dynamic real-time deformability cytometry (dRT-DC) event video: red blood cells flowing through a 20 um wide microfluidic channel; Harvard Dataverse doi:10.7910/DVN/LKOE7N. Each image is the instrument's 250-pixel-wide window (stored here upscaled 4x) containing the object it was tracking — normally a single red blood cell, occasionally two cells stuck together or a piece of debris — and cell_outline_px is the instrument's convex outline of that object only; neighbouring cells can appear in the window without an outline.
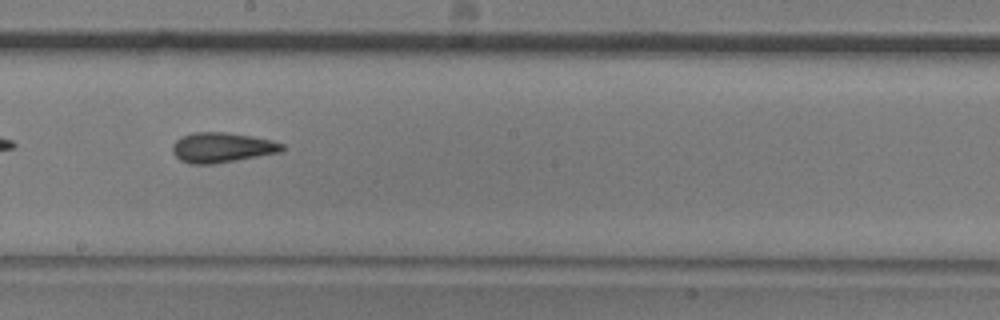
{"species": "common noctule bat (a hibernating species)", "species_latin": "Nyctalus noctula", "temperature_condition": "room temperature", "stored_images_in_passage": 17, "camera_frame_rate_fps": 3000, "um_per_image_px": 0.085, "animal": {"sex": "male", "body_mass_g": 20.5, "forearm_length_mm": 52.5}, "frame": {"image": 1, "passage_image": 10, "time_ms": 3.0, "image_size_px": [1000, 320], "cell_outline_px": [[284, 148], [280, 152], [216, 164], [192, 164], [180, 160], [172, 152], [172, 144], [180, 136], [192, 132], [224, 132], [252, 136], [272, 140], [284, 144]], "centroid_in_image_um": [18.84, 12.53], "position_along_channel_um": 229.4, "area_um2": 19.31}}
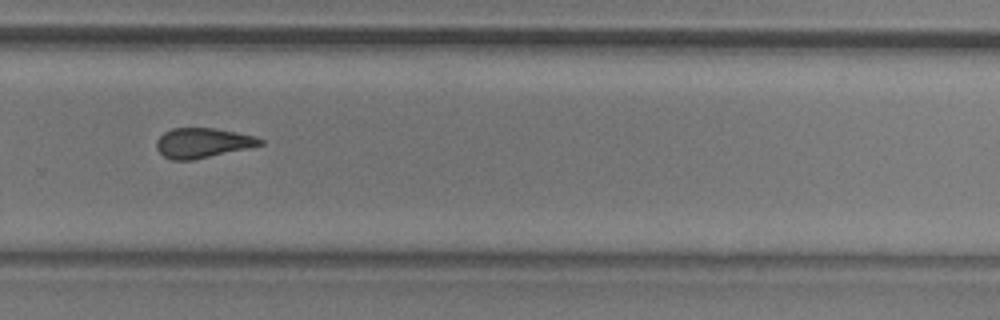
{"frame": {"image": 2, "passage_image": 12, "time_ms": 3.667, "image_size_px": [1000, 320], "cell_outline_px": [[264, 144], [192, 160], [172, 160], [164, 156], [156, 148], [156, 140], [164, 132], [172, 128], [212, 128], [256, 136], [264, 140]], "centroid_in_image_um": [17.2, 12.14], "position_along_channel_um": 312.6, "area_um2": 17.8}}